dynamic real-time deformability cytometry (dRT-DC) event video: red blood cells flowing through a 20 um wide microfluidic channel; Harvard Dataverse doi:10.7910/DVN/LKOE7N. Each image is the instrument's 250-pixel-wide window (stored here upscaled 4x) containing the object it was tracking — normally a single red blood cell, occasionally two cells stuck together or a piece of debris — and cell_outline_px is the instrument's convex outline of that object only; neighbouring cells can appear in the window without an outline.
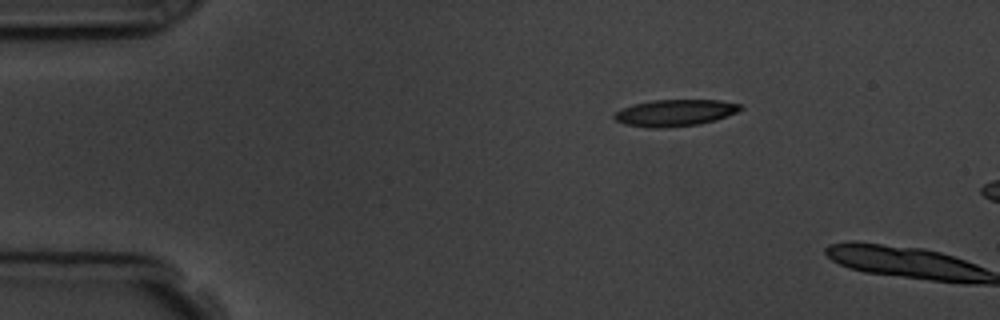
{"species": "common noctule bat (a hibernating species)", "species_latin": "Nyctalus noctula", "temperature_condition": "room temperature", "stored_images_in_passage": 2, "camera_frame_rate_fps": 3000, "um_per_image_px": 0.085, "animal": {"sex": "male", "body_mass_g": 19.5, "forearm_length_mm": 54.6}, "frame": {"image": 1, "passage_image": 1, "time_ms": 0.0, "image_size_px": [1000, 320], "cell_outline_px": [[744, 108], [736, 112], [716, 120], [700, 124], [660, 128], [652, 128], [624, 124], [616, 120], [612, 116], [616, 112], [632, 104], [652, 100], [720, 100], [740, 104]], "centroid_in_image_um": [57.38, 9.59], "position_along_channel_um": 27.6, "area_um2": 19.54}}